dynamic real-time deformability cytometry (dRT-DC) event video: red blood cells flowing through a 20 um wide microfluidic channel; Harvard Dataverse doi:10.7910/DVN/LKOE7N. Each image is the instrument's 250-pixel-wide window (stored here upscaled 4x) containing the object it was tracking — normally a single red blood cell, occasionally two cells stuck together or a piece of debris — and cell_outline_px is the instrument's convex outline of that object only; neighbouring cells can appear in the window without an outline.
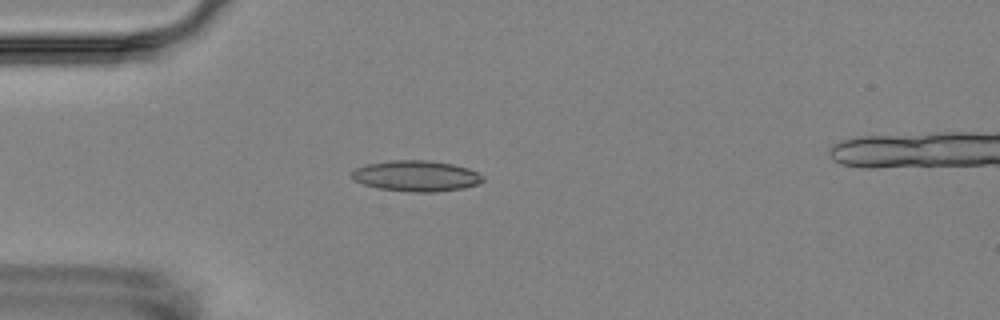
{"species": "Egyptian fruit bat (a non-hibernating species)", "species_latin": "Rousettus aegyptiacus", "temperature_condition": "room temperature", "stored_images_in_passage": 4, "camera_frame_rate_fps": 3000, "um_per_image_px": 0.085, "animal": {"sex": "female"}, "frame": {"image": 1, "passage_image": 4, "time_ms": 4.333, "image_size_px": [1000, 320], "cell_outline_px": [[484, 180], [480, 184], [464, 188], [436, 192], [412, 192], [376, 188], [352, 180], [352, 172], [356, 168], [368, 164], [392, 160], [432, 160], [452, 164], [468, 168], [484, 176]], "centroid_in_image_um": [35.4, 14.96], "position_along_channel_um": 49.6, "area_um2": 23.7}}